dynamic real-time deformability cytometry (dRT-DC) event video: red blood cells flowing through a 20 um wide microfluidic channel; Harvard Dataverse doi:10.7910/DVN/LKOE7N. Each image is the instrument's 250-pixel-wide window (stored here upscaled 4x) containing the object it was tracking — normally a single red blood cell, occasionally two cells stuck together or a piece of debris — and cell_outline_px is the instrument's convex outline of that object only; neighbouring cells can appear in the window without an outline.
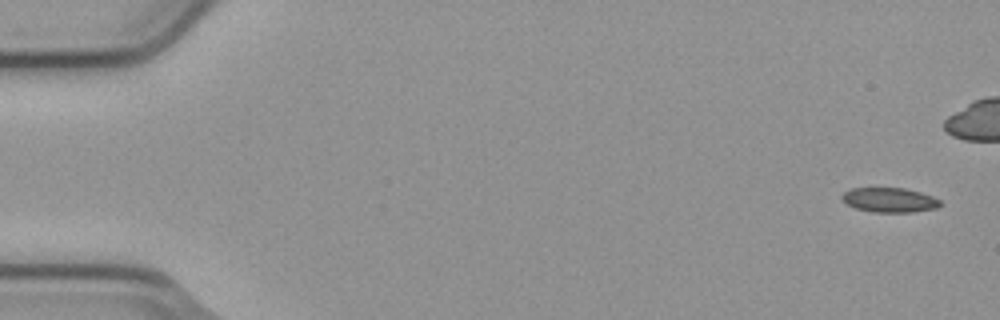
{"species": "common noctule bat (a hibernating species)", "species_latin": "Nyctalus noctula", "temperature_condition": "cold", "stored_images_in_passage": 7, "camera_frame_rate_fps": 3000, "um_per_image_px": 0.085, "animal": {"sex": "male", "body_mass_g": 23.1, "forearm_length_mm": 52.7}, "frame": {"image": 1, "passage_image": 1, "time_ms": 0.0, "image_size_px": [1000, 320], "cell_outline_px": [[940, 204], [936, 208], [912, 212], [872, 212], [856, 208], [840, 200], [840, 196], [844, 192], [852, 188], [904, 188], [920, 192], [932, 196], [940, 200]], "centroid_in_image_um": [75.57, 16.99], "position_along_channel_um": 9.4, "area_um2": 14.05}}